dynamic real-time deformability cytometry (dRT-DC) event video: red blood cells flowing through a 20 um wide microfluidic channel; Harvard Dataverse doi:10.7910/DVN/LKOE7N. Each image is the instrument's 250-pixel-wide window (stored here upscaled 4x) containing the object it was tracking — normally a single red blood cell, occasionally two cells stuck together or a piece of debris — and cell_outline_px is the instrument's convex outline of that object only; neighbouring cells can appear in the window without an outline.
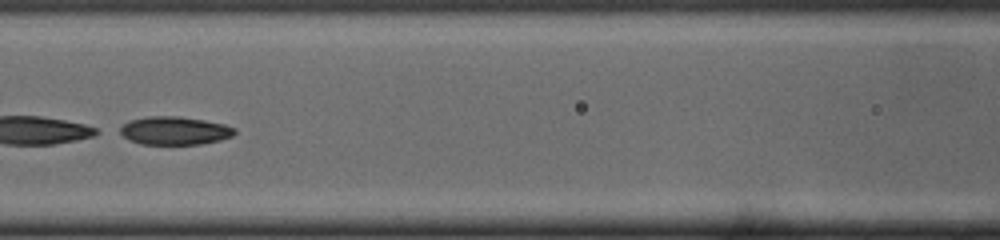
{"species": "common noctule bat (a hibernating species)", "species_latin": "Nyctalus noctula", "temperature_condition": "cold", "stored_images_in_passage": 47, "camera_frame_rate_fps": 3000, "um_per_image_px": 0.085, "animal": {"sex": "male", "body_mass_g": 19.0, "forearm_length_mm": 50.8}, "frame": {"image": 1, "passage_image": 21, "time_ms": 6.667, "image_size_px": [1000, 240], "cell_outline_px": [[236, 132], [232, 136], [220, 140], [200, 144], [140, 144], [128, 140], [116, 132], [128, 120], [148, 116], [180, 116], [204, 120], [224, 124], [236, 128]], "centroid_in_image_um": [14.8, 11.1], "position_along_channel_um": 151.8, "area_um2": 19.07}}
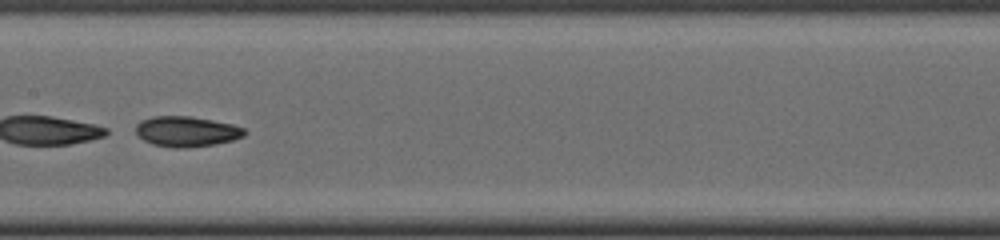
{"frame": {"image": 2, "passage_image": 24, "time_ms": 7.667, "image_size_px": [1000, 240], "cell_outline_px": [[248, 132], [244, 136], [232, 140], [216, 144], [188, 148], [172, 148], [152, 144], [144, 140], [136, 132], [136, 124], [140, 120], [152, 116], [192, 116], [232, 124], [244, 128]], "centroid_in_image_um": [15.86, 11.18], "position_along_channel_um": 191.5, "area_um2": 19.42}}